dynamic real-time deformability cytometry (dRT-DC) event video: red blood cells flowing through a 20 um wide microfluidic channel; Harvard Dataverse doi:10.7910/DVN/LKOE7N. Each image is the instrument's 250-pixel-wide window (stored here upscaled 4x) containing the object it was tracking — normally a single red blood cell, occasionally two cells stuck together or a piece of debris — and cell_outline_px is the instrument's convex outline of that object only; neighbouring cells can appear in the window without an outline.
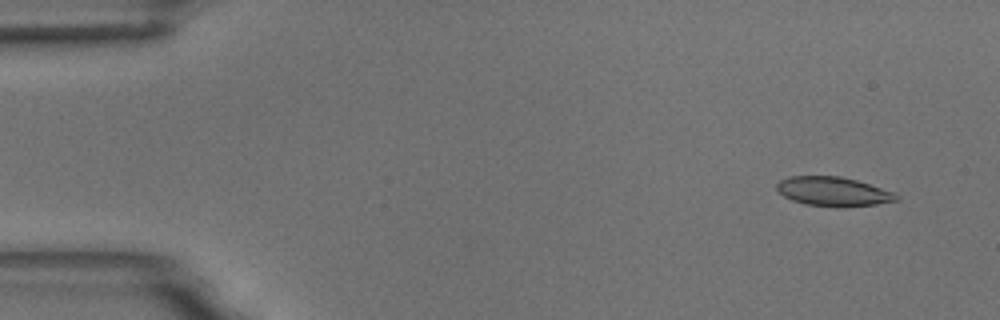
{"species": "common noctule bat (a hibernating species)", "species_latin": "Nyctalus noctula", "temperature_condition": "room temperature", "stored_images_in_passage": 3, "camera_frame_rate_fps": 3000, "um_per_image_px": 0.085, "animal": {"sex": "male", "body_mass_g": 18.8}, "frame": {"image": 1, "passage_image": 3, "time_ms": 2.333, "image_size_px": [1000, 320], "cell_outline_px": [[900, 200], [876, 204], [844, 208], [836, 208], [804, 204], [792, 200], [784, 196], [776, 188], [776, 184], [780, 180], [788, 176], [840, 176], [856, 180], [896, 192], [900, 196]], "centroid_in_image_um": [70.86, 16.29], "position_along_channel_um": 14.1, "area_um2": 20.75}}